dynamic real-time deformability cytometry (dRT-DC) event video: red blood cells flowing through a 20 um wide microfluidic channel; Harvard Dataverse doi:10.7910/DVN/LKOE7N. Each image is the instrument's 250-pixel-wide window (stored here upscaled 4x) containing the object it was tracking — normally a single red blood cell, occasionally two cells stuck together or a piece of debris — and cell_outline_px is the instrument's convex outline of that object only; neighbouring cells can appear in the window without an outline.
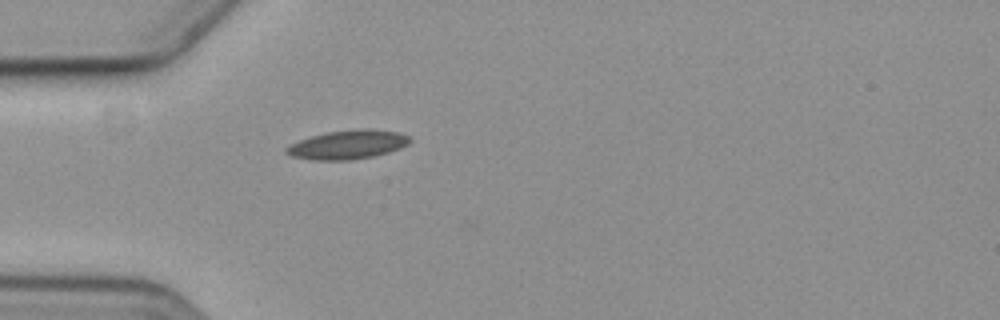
{"species": "common noctule bat (a hibernating species)", "species_latin": "Nyctalus noctula", "temperature_condition": "cold", "stored_images_in_passage": 6, "camera_frame_rate_fps": 3000, "um_per_image_px": 0.085, "animal": {"sex": "female", "body_mass_g": 19.3, "forearm_length_mm": 54.1}, "frame": {"image": 1, "passage_image": 6, "time_ms": 6.0, "image_size_px": [1000, 320], "cell_outline_px": [[412, 140], [408, 144], [400, 148], [388, 152], [372, 156], [352, 160], [312, 160], [292, 156], [284, 152], [284, 148], [300, 140], [312, 136], [328, 132], [360, 128], [372, 128], [400, 132], [408, 136]], "centroid_in_image_um": [29.58, 12.28], "position_along_channel_um": 55.4, "area_um2": 20.87}}